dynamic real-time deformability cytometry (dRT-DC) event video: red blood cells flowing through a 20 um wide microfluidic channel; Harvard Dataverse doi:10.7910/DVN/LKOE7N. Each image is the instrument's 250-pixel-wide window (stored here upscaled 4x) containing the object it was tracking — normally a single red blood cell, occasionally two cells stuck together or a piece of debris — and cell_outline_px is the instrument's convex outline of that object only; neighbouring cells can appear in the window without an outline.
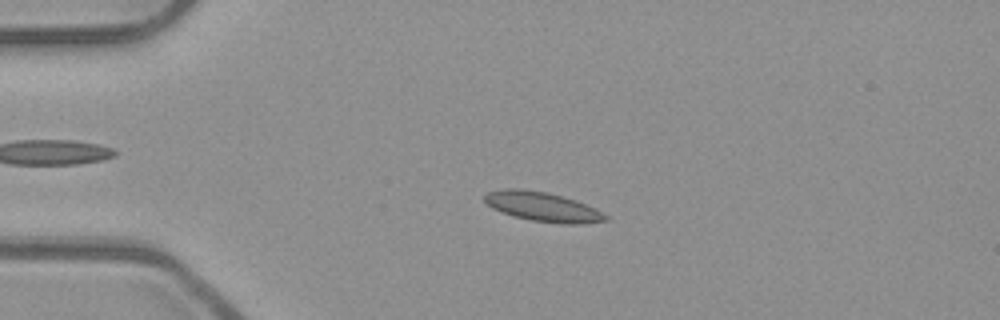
{"species": "common noctule bat (a hibernating species)", "species_latin": "Nyctalus noctula", "temperature_condition": "room temperature", "stored_images_in_passage": 52, "camera_frame_rate_fps": 3000, "um_per_image_px": 0.085, "animal": {"sex": "male", "body_mass_g": 23.1, "forearm_length_mm": 52.7}, "frame": {"image": 1, "passage_image": 12, "time_ms": 3.667, "image_size_px": [1000, 320], "cell_outline_px": [[608, 220], [580, 224], [560, 224], [532, 220], [512, 216], [492, 208], [484, 200], [484, 196], [488, 192], [504, 188], [520, 188], [544, 192], [576, 200], [596, 208], [608, 216]], "centroid_in_image_um": [46.13, 17.58], "position_along_channel_um": 38.9, "area_um2": 20.69}}
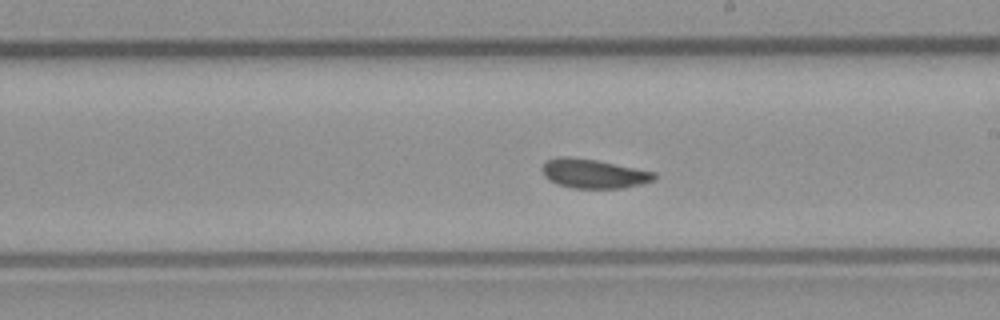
{"frame": {"image": 2, "passage_image": 30, "time_ms": 9.667, "image_size_px": [1000, 320], "cell_outline_px": [[656, 176], [652, 180], [640, 184], [624, 188], [572, 188], [556, 184], [548, 180], [544, 176], [540, 168], [548, 160], [560, 156], [568, 156], [596, 160], [656, 172]], "centroid_in_image_um": [50.41, 14.76], "position_along_channel_um": 238.6, "area_um2": 19.07}}
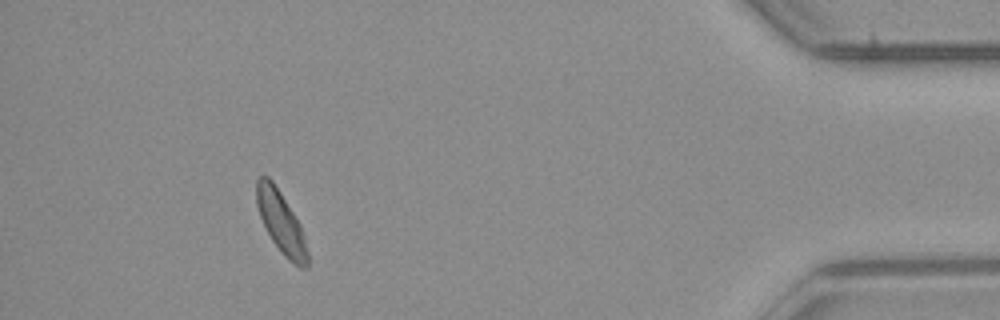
{"frame": {"image": 3, "passage_image": 48, "time_ms": 15.667, "image_size_px": [1000, 320], "cell_outline_px": [[308, 268], [300, 268], [288, 260], [284, 256], [272, 240], [260, 216], [256, 204], [256, 180], [260, 176], [268, 176], [272, 180], [280, 192], [300, 224], [304, 236], [308, 252]], "centroid_in_image_um": [23.89, 18.91], "position_along_channel_um": 411.3, "area_um2": 18.21}, "authors_computed_cell_mechanics": {"area_um2": 19.074, "velocity_mm_per_s": 3.895, "shape_relaxation_time_tau1_ms": 3.9089, "shape_relaxation_time_tau2_ms": 1.2974, "deformation_change_tau1": 0.0943, "deformation_change_tau2": 0.0638}}